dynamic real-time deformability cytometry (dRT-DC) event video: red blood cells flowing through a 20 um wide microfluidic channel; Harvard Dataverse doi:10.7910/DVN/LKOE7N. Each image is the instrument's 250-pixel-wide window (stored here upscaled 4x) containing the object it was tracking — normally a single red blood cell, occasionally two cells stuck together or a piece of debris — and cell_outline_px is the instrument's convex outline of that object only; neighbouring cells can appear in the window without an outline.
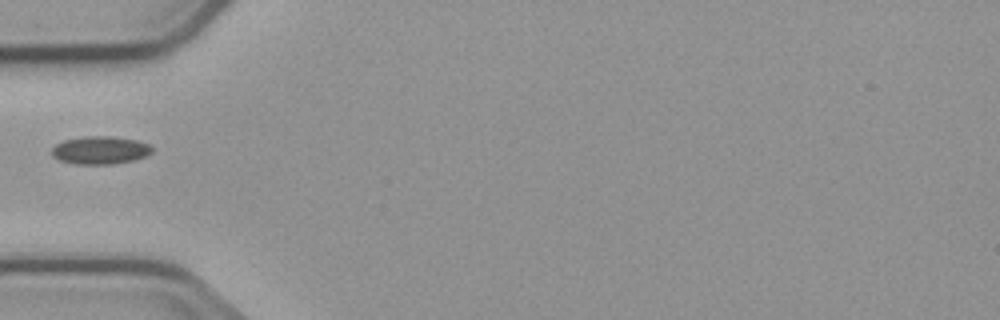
{"species": "common noctule bat (a hibernating species)", "species_latin": "Nyctalus noctula", "temperature_condition": "cold", "stored_images_in_passage": 2, "camera_frame_rate_fps": 3000, "um_per_image_px": 0.085, "animal": {"sex": "male", "body_mass_g": 23.1, "forearm_length_mm": 52.7}, "frame": {"image": 1, "passage_image": 1, "time_ms": 0.0, "image_size_px": [1000, 320], "cell_outline_px": [[152, 152], [148, 156], [132, 160], [112, 164], [76, 164], [60, 160], [52, 156], [52, 148], [56, 144], [64, 140], [84, 136], [112, 136], [136, 140], [148, 144], [152, 148]], "centroid_in_image_um": [8.52, 12.76], "position_along_channel_um": 76.5, "area_um2": 16.3}}
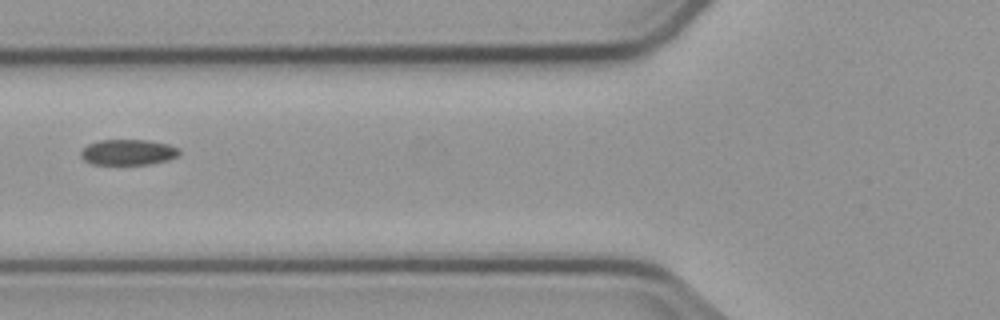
{"frame": {"image": 2, "passage_image": 2, "time_ms": 1.0, "image_size_px": [1000, 320], "cell_outline_px": [[180, 152], [176, 156], [168, 160], [148, 164], [92, 164], [84, 160], [80, 156], [80, 152], [88, 144], [100, 140], [144, 140], [168, 144], [180, 148]], "centroid_in_image_um": [10.88, 12.94], "position_along_channel_um": 114.9, "area_um2": 14.62}}